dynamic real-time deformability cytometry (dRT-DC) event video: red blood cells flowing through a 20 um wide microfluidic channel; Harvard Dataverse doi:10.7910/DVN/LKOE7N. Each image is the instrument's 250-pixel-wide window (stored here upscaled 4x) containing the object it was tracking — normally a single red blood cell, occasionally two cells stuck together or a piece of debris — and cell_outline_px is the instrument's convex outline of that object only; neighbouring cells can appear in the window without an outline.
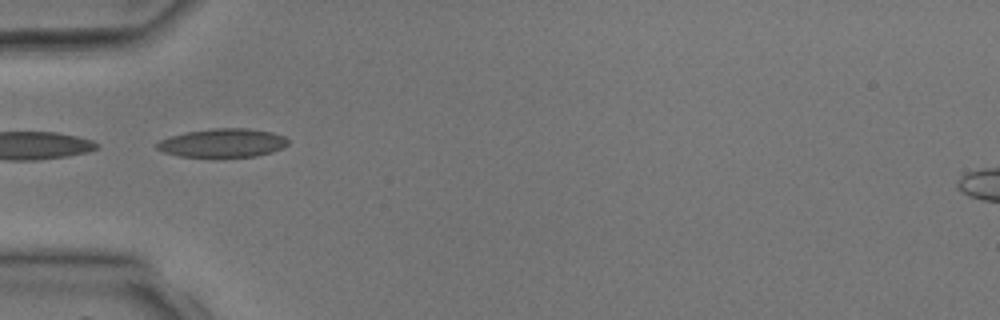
{"species": "common noctule bat (a hibernating species)", "species_latin": "Nyctalus noctula", "temperature_condition": "room temperature", "stored_images_in_passage": 2, "camera_frame_rate_fps": 3000, "um_per_image_px": 0.085, "animal": {"sex": "male", "body_mass_g": 17.9, "forearm_length_mm": 54.2}, "frame": {"image": 1, "passage_image": 2, "time_ms": 1.0, "image_size_px": [1000, 320], "cell_outline_px": [[288, 144], [284, 148], [272, 152], [256, 156], [216, 160], [180, 156], [160, 152], [152, 144], [160, 140], [172, 136], [188, 132], [212, 128], [248, 128], [272, 132], [284, 136], [288, 140]], "centroid_in_image_um": [18.9, 12.2], "position_along_channel_um": 66.1, "area_um2": 22.95}}